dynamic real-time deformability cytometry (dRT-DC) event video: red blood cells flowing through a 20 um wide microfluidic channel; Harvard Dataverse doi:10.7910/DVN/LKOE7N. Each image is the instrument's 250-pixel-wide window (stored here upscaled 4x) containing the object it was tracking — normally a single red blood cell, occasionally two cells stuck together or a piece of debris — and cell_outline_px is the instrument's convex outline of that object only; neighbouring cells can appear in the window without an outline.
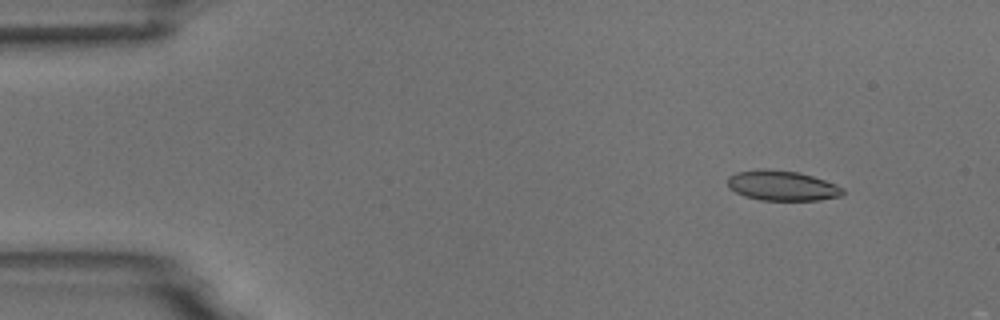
{"species": "common noctule bat (a hibernating species)", "species_latin": "Nyctalus noctula", "temperature_condition": "room temperature", "stored_images_in_passage": 7, "camera_frame_rate_fps": 3000, "um_per_image_px": 0.085, "animal": {"sex": "male", "body_mass_g": 18.8}, "frame": {"image": 1, "passage_image": 2, "time_ms": 1.0, "image_size_px": [1000, 320], "cell_outline_px": [[844, 192], [840, 196], [820, 200], [760, 200], [744, 196], [728, 188], [728, 176], [736, 172], [764, 168], [768, 168], [800, 172], [836, 184], [844, 188]], "centroid_in_image_um": [66.46, 15.77], "position_along_channel_um": 18.5, "area_um2": 20.35}}
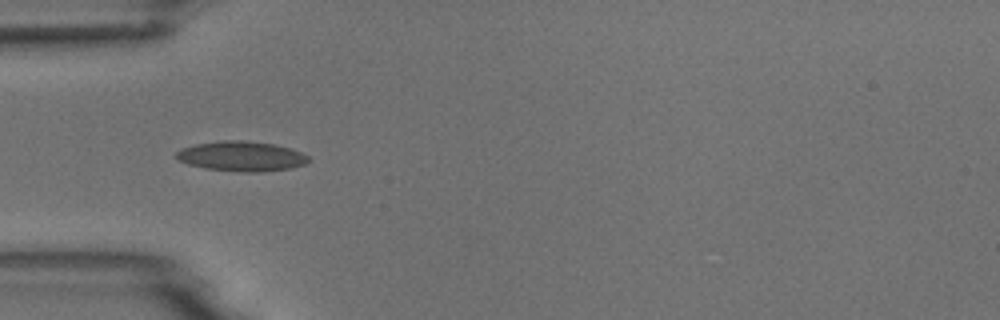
{"frame": {"image": 2, "passage_image": 5, "time_ms": 4.667, "image_size_px": [1000, 320], "cell_outline_px": [[312, 160], [304, 164], [292, 168], [264, 172], [240, 172], [204, 168], [188, 164], [176, 160], [176, 152], [180, 148], [196, 144], [224, 140], [244, 140], [272, 144], [288, 148], [300, 152], [308, 156]], "centroid_in_image_um": [20.5, 13.29], "position_along_channel_um": 64.5, "area_um2": 23.18}}